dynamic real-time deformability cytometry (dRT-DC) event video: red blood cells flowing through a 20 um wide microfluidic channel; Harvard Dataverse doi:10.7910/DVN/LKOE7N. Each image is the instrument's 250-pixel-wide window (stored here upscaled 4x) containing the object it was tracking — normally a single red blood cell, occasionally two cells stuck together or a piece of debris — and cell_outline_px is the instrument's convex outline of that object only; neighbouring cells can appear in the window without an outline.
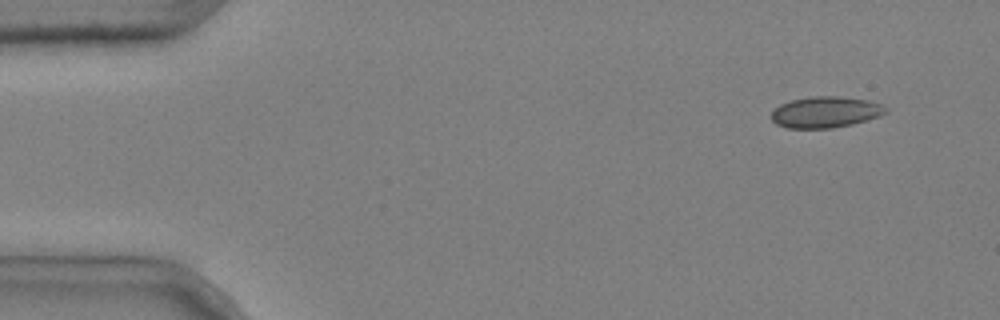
{"species": "common noctule bat (a hibernating species)", "species_latin": "Nyctalus noctula", "temperature_condition": "cold", "stored_images_in_passage": 7, "camera_frame_rate_fps": 3000, "um_per_image_px": 0.085, "animal": {"sex": "male", "body_mass_g": 20.4}, "frame": {"image": 1, "passage_image": 1, "time_ms": 0.0, "image_size_px": [1000, 320], "cell_outline_px": [[888, 112], [880, 116], [852, 124], [832, 128], [788, 128], [776, 124], [772, 120], [772, 112], [780, 104], [792, 100], [812, 96], [836, 96], [868, 100], [880, 104], [888, 108]], "centroid_in_image_um": [70.18, 9.53], "position_along_channel_um": 14.8, "area_um2": 20.69}}
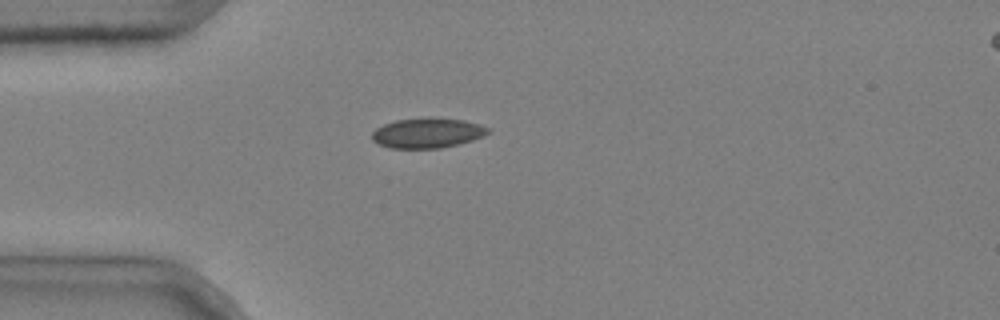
{"frame": {"image": 2, "passage_image": 3, "time_ms": 0.667, "image_size_px": [1000, 320], "cell_outline_px": [[492, 132], [484, 136], [460, 144], [440, 148], [388, 148], [372, 140], [372, 132], [376, 128], [384, 124], [396, 120], [464, 120], [480, 124], [492, 128]], "centroid_in_image_um": [36.37, 11.34], "position_along_channel_um": 48.6, "area_um2": 19.77}}